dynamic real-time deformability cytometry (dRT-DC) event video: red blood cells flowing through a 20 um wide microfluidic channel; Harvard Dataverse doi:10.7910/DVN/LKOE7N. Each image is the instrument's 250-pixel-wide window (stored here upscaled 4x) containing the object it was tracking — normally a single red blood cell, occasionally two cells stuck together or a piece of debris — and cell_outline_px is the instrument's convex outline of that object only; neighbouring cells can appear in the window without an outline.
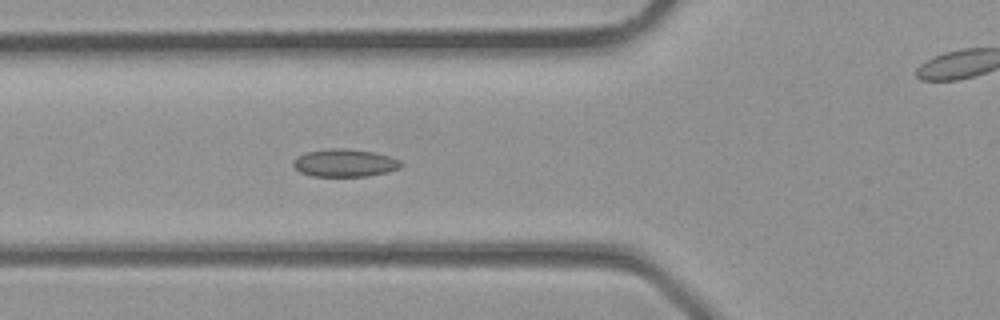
{"species": "common noctule bat (a hibernating species)", "species_latin": "Nyctalus noctula", "temperature_condition": "room temperature", "stored_images_in_passage": 30, "camera_frame_rate_fps": 3000, "um_per_image_px": 0.085, "animal": {"sex": "male", "body_mass_g": 23.1, "forearm_length_mm": 52.7}, "frame": {"image": 1, "passage_image": 7, "time_ms": 2.0, "image_size_px": [1000, 320], "cell_outline_px": [[404, 164], [400, 168], [388, 172], [368, 176], [312, 176], [300, 172], [292, 164], [292, 160], [296, 156], [308, 152], [328, 148], [344, 148], [376, 152], [400, 160]], "centroid_in_image_um": [29.31, 13.84], "position_along_channel_um": 96.5, "area_um2": 17.57}}
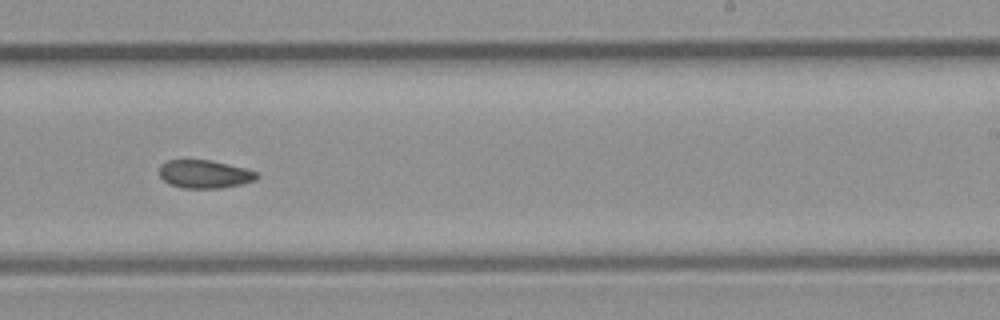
{"frame": {"image": 2, "passage_image": 16, "time_ms": 5.0, "image_size_px": [1000, 320], "cell_outline_px": [[260, 176], [256, 180], [240, 184], [220, 188], [184, 188], [172, 184], [164, 180], [160, 176], [160, 164], [168, 160], [212, 160], [244, 168], [256, 172]], "centroid_in_image_um": [17.4, 14.79], "position_along_channel_um": 271.6, "area_um2": 15.84}}
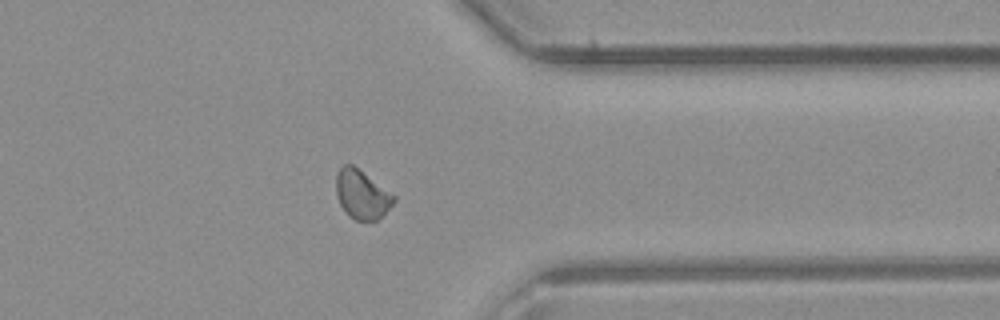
{"frame": {"image": 3, "passage_image": 22, "time_ms": 7.0, "image_size_px": [1000, 320], "cell_outline_px": [[396, 200], [376, 220], [356, 220], [348, 216], [340, 204], [336, 192], [336, 172], [344, 164], [352, 164], [396, 196]], "centroid_in_image_um": [30.73, 16.51], "position_along_channel_um": 380.7, "area_um2": 16.18}}